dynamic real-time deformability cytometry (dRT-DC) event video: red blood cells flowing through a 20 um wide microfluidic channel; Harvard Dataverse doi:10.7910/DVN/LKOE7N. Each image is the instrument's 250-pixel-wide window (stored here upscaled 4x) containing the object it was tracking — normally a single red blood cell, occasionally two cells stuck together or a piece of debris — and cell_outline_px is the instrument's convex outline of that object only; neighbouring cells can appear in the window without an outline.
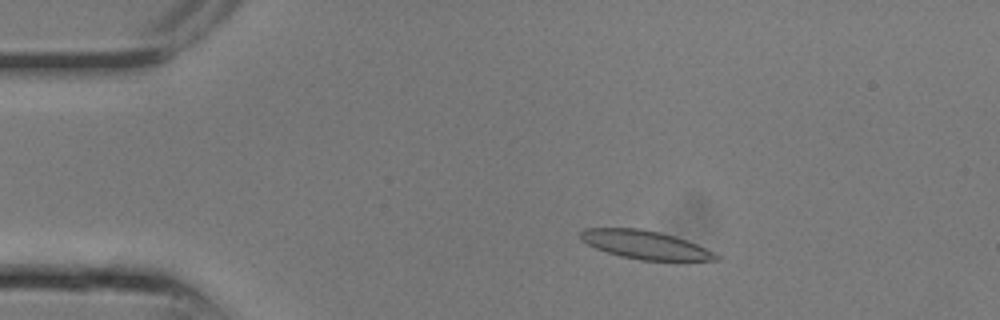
{"species": "common noctule bat (a hibernating species)", "species_latin": "Nyctalus noctula", "temperature_condition": "room temperature", "stored_images_in_passage": 10, "camera_frame_rate_fps": 3000, "um_per_image_px": 0.085, "animal": {"sex": "male", "body_mass_g": 13.3}, "frame": {"image": 1, "passage_image": 3, "time_ms": 0.667, "image_size_px": [1000, 320], "cell_outline_px": [[720, 260], [640, 260], [620, 256], [596, 248], [580, 240], [580, 232], [584, 228], [640, 228], [660, 232], [688, 240], [720, 256]], "centroid_in_image_um": [54.81, 20.79], "position_along_channel_um": 30.2, "area_um2": 22.25}}
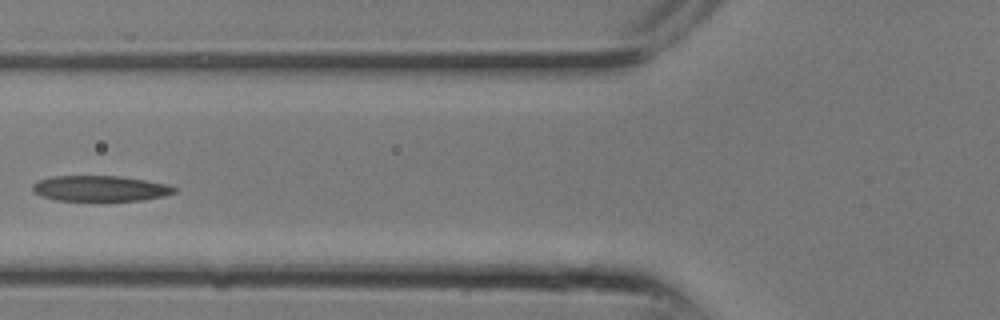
{"frame": {"image": 2, "passage_image": 8, "time_ms": 2.333, "image_size_px": [1000, 320], "cell_outline_px": [[176, 192], [164, 196], [144, 200], [100, 204], [56, 200], [40, 196], [32, 192], [32, 184], [40, 180], [52, 176], [120, 176], [168, 184], [176, 188]], "centroid_in_image_um": [8.5, 16.08], "position_along_channel_um": 117.3, "area_um2": 22.37}}
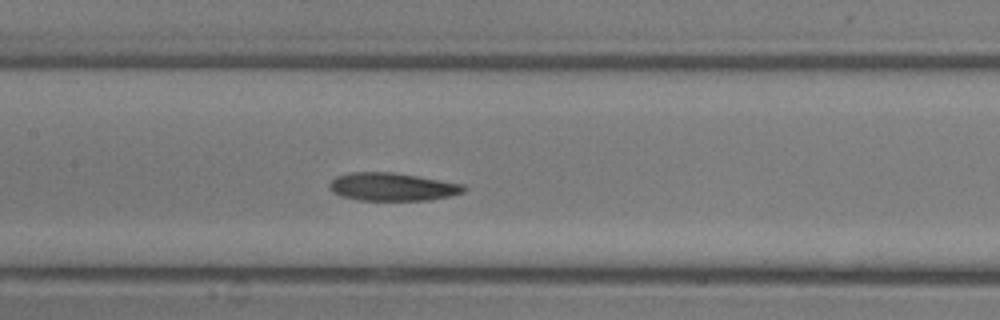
{"frame": {"image": 3, "passage_image": 10, "time_ms": 3.0, "image_size_px": [1000, 320], "cell_outline_px": [[468, 188], [464, 192], [452, 196], [428, 200], [360, 200], [340, 196], [332, 192], [328, 188], [328, 184], [336, 176], [352, 172], [392, 172], [464, 184]], "centroid_in_image_um": [33.34, 15.88], "position_along_channel_um": 174.1, "area_um2": 22.02}}